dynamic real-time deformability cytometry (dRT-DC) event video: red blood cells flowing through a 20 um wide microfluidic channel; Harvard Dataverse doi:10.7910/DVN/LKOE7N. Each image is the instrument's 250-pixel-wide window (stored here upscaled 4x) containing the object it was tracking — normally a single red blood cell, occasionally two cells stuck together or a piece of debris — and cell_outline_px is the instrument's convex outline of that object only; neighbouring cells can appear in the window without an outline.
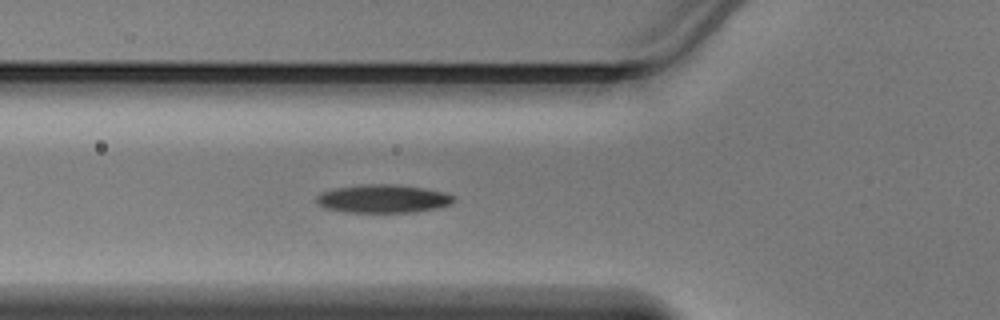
{"species": "Egyptian fruit bat (a non-hibernating species)", "species_latin": "Rousettus aegyptiacus", "temperature_condition": "warm", "stored_images_in_passage": 37, "camera_frame_rate_fps": 3000, "um_per_image_px": 0.085, "animal": {"sex": "male"}, "frame": {"image": 1, "passage_image": 6, "time_ms": 1.667, "image_size_px": [1000, 320], "cell_outline_px": [[456, 200], [452, 204], [436, 208], [416, 212], [344, 212], [324, 208], [316, 200], [316, 196], [320, 192], [336, 188], [364, 184], [396, 184], [424, 188], [444, 192], [456, 196]], "centroid_in_image_um": [32.59, 16.89], "position_along_channel_um": 93.2, "area_um2": 22.77}}
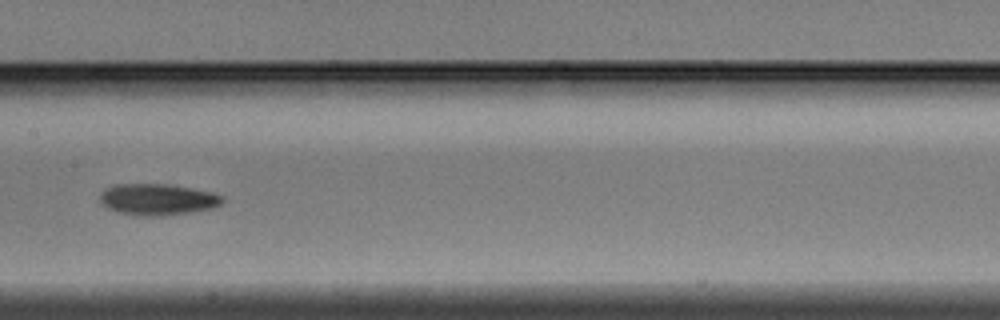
{"frame": {"image": 2, "passage_image": 13, "time_ms": 4.0, "image_size_px": [1000, 320], "cell_outline_px": [[224, 200], [220, 204], [212, 208], [192, 212], [156, 216], [144, 216], [116, 212], [100, 204], [100, 192], [104, 188], [112, 184], [168, 184], [192, 188], [212, 192], [224, 196]], "centroid_in_image_um": [13.36, 16.94], "position_along_channel_um": 194.0, "area_um2": 22.6}}
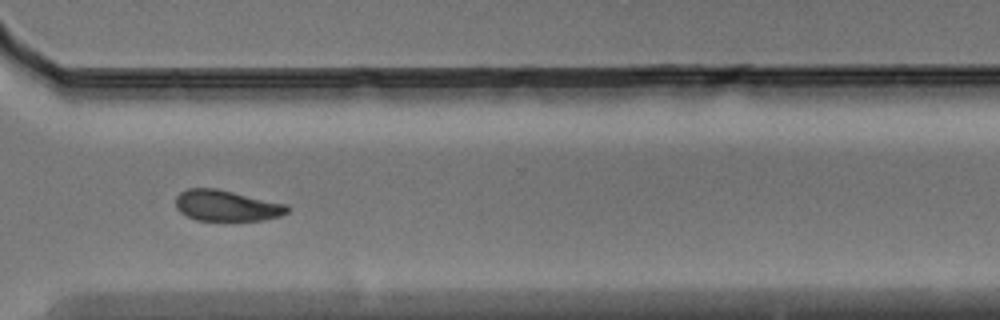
{"frame": {"image": 3, "passage_image": 24, "time_ms": 7.667, "image_size_px": [1000, 320], "cell_outline_px": [[288, 212], [280, 216], [264, 220], [196, 220], [180, 212], [176, 208], [176, 196], [180, 192], [188, 188], [216, 188], [288, 204]], "centroid_in_image_um": [19.26, 17.47], "position_along_channel_um": 351.3, "area_um2": 20.11}}